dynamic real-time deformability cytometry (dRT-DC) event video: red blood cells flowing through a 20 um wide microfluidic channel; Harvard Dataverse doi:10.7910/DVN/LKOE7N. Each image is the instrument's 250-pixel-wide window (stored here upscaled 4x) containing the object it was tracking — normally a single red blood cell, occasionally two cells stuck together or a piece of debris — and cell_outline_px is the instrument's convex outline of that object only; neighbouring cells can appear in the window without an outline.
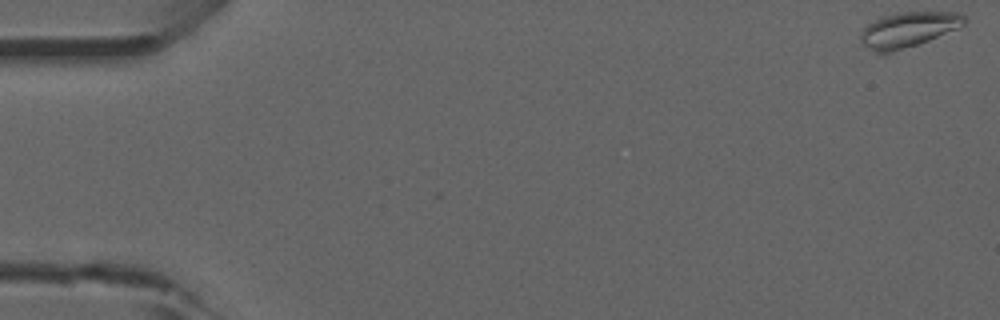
{"species": "common noctule bat (a hibernating species)", "species_latin": "Nyctalus noctula", "temperature_condition": "room temperature", "stored_images_in_passage": 13, "camera_frame_rate_fps": 3000, "um_per_image_px": 0.085, "animal": {"sex": "male", "forearm_length_mm": 52.5}, "frame": {"image": 1, "passage_image": 1, "time_ms": 0.0, "image_size_px": [1000, 320], "cell_outline_px": [[968, 20], [964, 24], [956, 28], [928, 40], [884, 56], [880, 56], [860, 44], [860, 36], [864, 28], [868, 24], [884, 16], [900, 12], [960, 12]], "centroid_in_image_um": [77.14, 2.56], "position_along_channel_um": 7.9, "area_um2": 21.39}}